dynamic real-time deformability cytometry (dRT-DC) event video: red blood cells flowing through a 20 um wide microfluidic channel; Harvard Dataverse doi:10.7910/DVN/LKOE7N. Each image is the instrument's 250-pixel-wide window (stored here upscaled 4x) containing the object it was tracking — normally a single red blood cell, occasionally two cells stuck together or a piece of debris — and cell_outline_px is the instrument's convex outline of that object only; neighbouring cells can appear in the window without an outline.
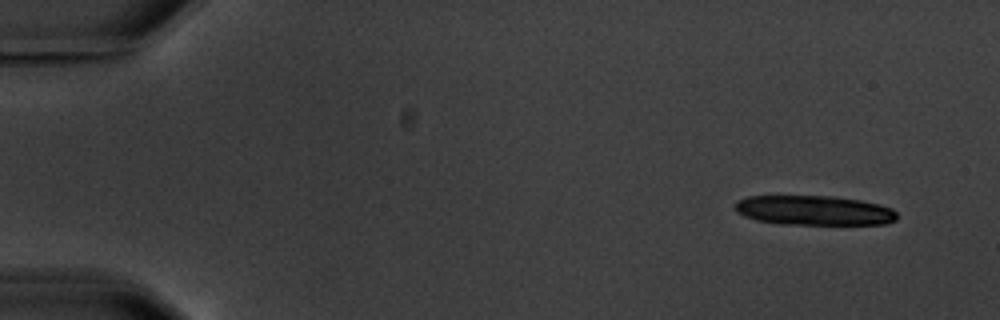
{"species": "common noctule bat (a hibernating species)", "species_latin": "Nyctalus noctula", "temperature_condition": "warm", "stored_images_in_passage": 4, "camera_frame_rate_fps": 3000, "um_per_image_px": 0.085, "animal": {"sex": "male", "body_mass_g": 20.1, "forearm_length_mm": 53.5}, "frame": {"image": 1, "passage_image": 1, "time_ms": 0.0, "image_size_px": [1000, 320], "cell_outline_px": [[896, 220], [884, 224], [780, 224], [756, 220], [744, 216], [736, 212], [736, 204], [740, 200], [748, 196], [832, 196], [860, 200], [880, 204], [892, 208], [896, 212]], "centroid_in_image_um": [69.21, 17.88], "position_along_channel_um": 15.8, "area_um2": 27.92}}